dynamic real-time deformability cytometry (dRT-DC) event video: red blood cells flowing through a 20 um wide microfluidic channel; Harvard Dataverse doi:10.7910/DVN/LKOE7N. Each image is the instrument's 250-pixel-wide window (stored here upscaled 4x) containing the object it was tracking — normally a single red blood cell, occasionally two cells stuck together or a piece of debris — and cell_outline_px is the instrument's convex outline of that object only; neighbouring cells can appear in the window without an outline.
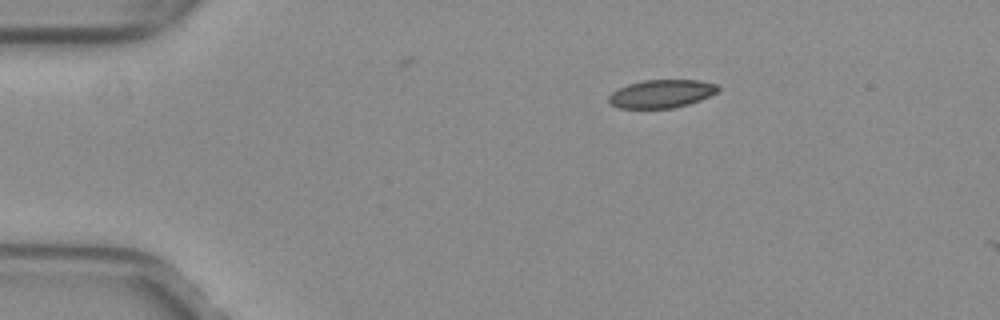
{"species": "common noctule bat (a hibernating species)", "species_latin": "Nyctalus noctula", "temperature_condition": "warm", "stored_images_in_passage": 4, "camera_frame_rate_fps": 3000, "um_per_image_px": 0.085, "animal": {"sex": "female", "body_mass_g": 29.2, "forearm_length_mm": 56.3}, "frame": {"image": 1, "passage_image": 1, "time_ms": 0.0, "image_size_px": [1000, 320], "cell_outline_px": [[720, 88], [716, 92], [700, 100], [688, 104], [672, 108], [620, 108], [612, 104], [608, 100], [608, 96], [612, 92], [628, 84], [644, 80], [700, 80], [716, 84]], "centroid_in_image_um": [56.23, 7.96], "position_along_channel_um": 28.8, "area_um2": 17.74}}